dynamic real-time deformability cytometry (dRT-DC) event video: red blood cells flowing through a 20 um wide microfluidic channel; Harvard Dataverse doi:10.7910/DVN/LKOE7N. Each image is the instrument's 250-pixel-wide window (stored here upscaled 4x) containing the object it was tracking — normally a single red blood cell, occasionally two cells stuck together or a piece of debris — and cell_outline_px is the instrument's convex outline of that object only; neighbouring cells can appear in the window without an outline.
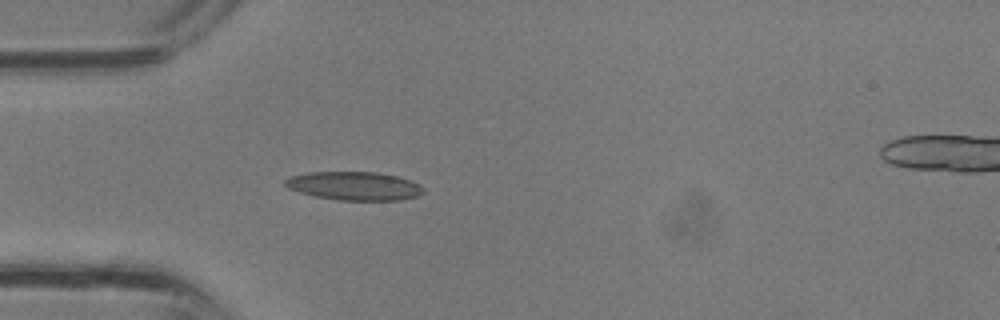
{"species": "common noctule bat (a hibernating species)", "species_latin": "Nyctalus noctula", "temperature_condition": "room temperature", "stored_images_in_passage": 27, "segment_of_instrument_passage": [1, 2], "camera_frame_rate_fps": 3000, "um_per_image_px": 0.085, "animal": {"sex": "male", "body_mass_g": 13.3}, "frame": {"image": 1, "passage_image": 1, "time_ms": 0.0, "image_size_px": [1000, 320], "cell_outline_px": [[424, 192], [416, 196], [400, 200], [336, 200], [316, 196], [300, 192], [288, 188], [284, 184], [284, 180], [288, 176], [308, 172], [376, 172], [396, 176], [412, 180], [420, 184], [424, 188]], "centroid_in_image_um": [30.11, 15.8], "position_along_channel_um": 54.9, "area_um2": 23.06}}
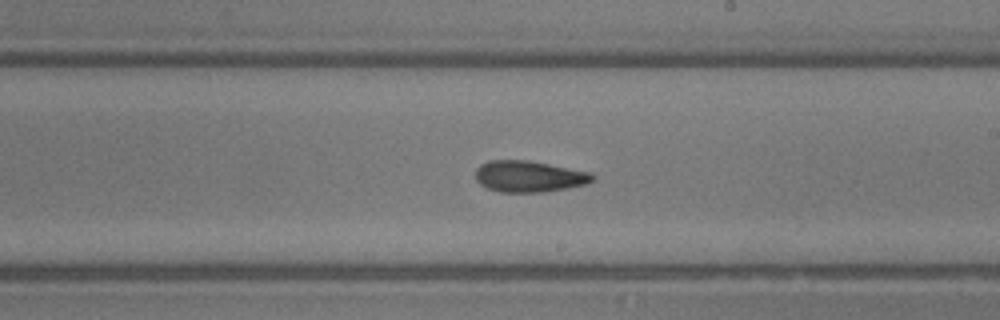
{"frame": {"image": 2, "passage_image": 11, "time_ms": 3.333, "image_size_px": [1000, 320], "cell_outline_px": [[596, 176], [588, 184], [568, 188], [544, 192], [500, 192], [488, 188], [480, 184], [476, 180], [476, 168], [480, 164], [488, 160], [528, 160], [592, 172]], "centroid_in_image_um": [44.99, 14.99], "position_along_channel_um": 244.0, "area_um2": 21.56}}
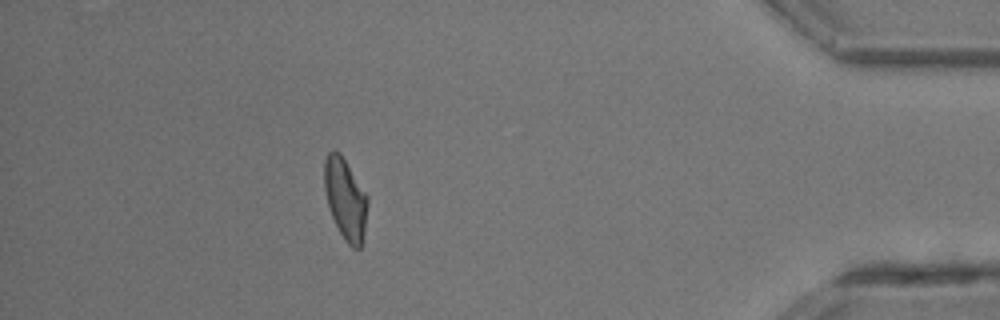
{"frame": {"image": 3, "passage_image": 22, "time_ms": 7.0, "image_size_px": [1000, 320], "cell_outline_px": [[368, 204], [364, 232], [360, 248], [352, 248], [344, 240], [332, 216], [328, 204], [324, 188], [324, 160], [328, 152], [332, 148], [340, 152], [368, 196]], "centroid_in_image_um": [29.35, 16.87], "position_along_channel_um": 405.8, "area_um2": 20.46}}